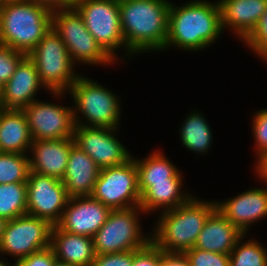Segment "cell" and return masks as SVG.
Masks as SVG:
<instances>
[{
	"instance_id": "f1b7e54d",
	"label": "cell",
	"mask_w": 267,
	"mask_h": 266,
	"mask_svg": "<svg viewBox=\"0 0 267 266\" xmlns=\"http://www.w3.org/2000/svg\"><path fill=\"white\" fill-rule=\"evenodd\" d=\"M29 172V155L0 152V184L26 183Z\"/></svg>"
},
{
	"instance_id": "f35d334b",
	"label": "cell",
	"mask_w": 267,
	"mask_h": 266,
	"mask_svg": "<svg viewBox=\"0 0 267 266\" xmlns=\"http://www.w3.org/2000/svg\"><path fill=\"white\" fill-rule=\"evenodd\" d=\"M31 1H34L37 4L44 5L53 11L57 9L72 7L75 0H31Z\"/></svg>"
},
{
	"instance_id": "2e32d148",
	"label": "cell",
	"mask_w": 267,
	"mask_h": 266,
	"mask_svg": "<svg viewBox=\"0 0 267 266\" xmlns=\"http://www.w3.org/2000/svg\"><path fill=\"white\" fill-rule=\"evenodd\" d=\"M265 187V188H263ZM248 189L235 197L216 201L217 209L244 234L267 217V186Z\"/></svg>"
},
{
	"instance_id": "7402d4cb",
	"label": "cell",
	"mask_w": 267,
	"mask_h": 266,
	"mask_svg": "<svg viewBox=\"0 0 267 266\" xmlns=\"http://www.w3.org/2000/svg\"><path fill=\"white\" fill-rule=\"evenodd\" d=\"M50 247L55 258L73 266H90L96 254L93 238L69 233L53 225Z\"/></svg>"
},
{
	"instance_id": "e0dca14e",
	"label": "cell",
	"mask_w": 267,
	"mask_h": 266,
	"mask_svg": "<svg viewBox=\"0 0 267 266\" xmlns=\"http://www.w3.org/2000/svg\"><path fill=\"white\" fill-rule=\"evenodd\" d=\"M42 88L46 89L35 64L26 55L19 62L12 77L0 88V106L6 110H23L38 100L36 94Z\"/></svg>"
},
{
	"instance_id": "8992f818",
	"label": "cell",
	"mask_w": 267,
	"mask_h": 266,
	"mask_svg": "<svg viewBox=\"0 0 267 266\" xmlns=\"http://www.w3.org/2000/svg\"><path fill=\"white\" fill-rule=\"evenodd\" d=\"M34 62L42 84L59 99L81 75L60 36L51 28L28 54ZM66 91V92H65Z\"/></svg>"
},
{
	"instance_id": "b9f144b4",
	"label": "cell",
	"mask_w": 267,
	"mask_h": 266,
	"mask_svg": "<svg viewBox=\"0 0 267 266\" xmlns=\"http://www.w3.org/2000/svg\"><path fill=\"white\" fill-rule=\"evenodd\" d=\"M0 266H13L12 262H8V260L6 261V259L1 258L0 259Z\"/></svg>"
},
{
	"instance_id": "484cf974",
	"label": "cell",
	"mask_w": 267,
	"mask_h": 266,
	"mask_svg": "<svg viewBox=\"0 0 267 266\" xmlns=\"http://www.w3.org/2000/svg\"><path fill=\"white\" fill-rule=\"evenodd\" d=\"M179 127L180 140L187 150L196 154H208L211 151L213 133L210 123L203 113L192 110Z\"/></svg>"
},
{
	"instance_id": "ba28073f",
	"label": "cell",
	"mask_w": 267,
	"mask_h": 266,
	"mask_svg": "<svg viewBox=\"0 0 267 266\" xmlns=\"http://www.w3.org/2000/svg\"><path fill=\"white\" fill-rule=\"evenodd\" d=\"M140 207L111 210L105 224L92 237L96 255L139 250L151 241L139 221ZM144 233V234H143Z\"/></svg>"
},
{
	"instance_id": "7c38bea8",
	"label": "cell",
	"mask_w": 267,
	"mask_h": 266,
	"mask_svg": "<svg viewBox=\"0 0 267 266\" xmlns=\"http://www.w3.org/2000/svg\"><path fill=\"white\" fill-rule=\"evenodd\" d=\"M32 140L73 138V106L35 100L23 109Z\"/></svg>"
},
{
	"instance_id": "7a4b0ae2",
	"label": "cell",
	"mask_w": 267,
	"mask_h": 266,
	"mask_svg": "<svg viewBox=\"0 0 267 266\" xmlns=\"http://www.w3.org/2000/svg\"><path fill=\"white\" fill-rule=\"evenodd\" d=\"M170 3L169 0H119L121 29L130 55L164 51Z\"/></svg>"
},
{
	"instance_id": "277c9868",
	"label": "cell",
	"mask_w": 267,
	"mask_h": 266,
	"mask_svg": "<svg viewBox=\"0 0 267 266\" xmlns=\"http://www.w3.org/2000/svg\"><path fill=\"white\" fill-rule=\"evenodd\" d=\"M52 28V10L34 1L0 7V44L28 55Z\"/></svg>"
},
{
	"instance_id": "f546056e",
	"label": "cell",
	"mask_w": 267,
	"mask_h": 266,
	"mask_svg": "<svg viewBox=\"0 0 267 266\" xmlns=\"http://www.w3.org/2000/svg\"><path fill=\"white\" fill-rule=\"evenodd\" d=\"M251 52L267 63V9L259 19L254 31L243 41Z\"/></svg>"
},
{
	"instance_id": "4dcf8cb0",
	"label": "cell",
	"mask_w": 267,
	"mask_h": 266,
	"mask_svg": "<svg viewBox=\"0 0 267 266\" xmlns=\"http://www.w3.org/2000/svg\"><path fill=\"white\" fill-rule=\"evenodd\" d=\"M184 253L190 266H230L229 254L205 251L195 247Z\"/></svg>"
},
{
	"instance_id": "d6a6232c",
	"label": "cell",
	"mask_w": 267,
	"mask_h": 266,
	"mask_svg": "<svg viewBox=\"0 0 267 266\" xmlns=\"http://www.w3.org/2000/svg\"><path fill=\"white\" fill-rule=\"evenodd\" d=\"M251 120V128L255 141V158H257L267 151V108L255 112Z\"/></svg>"
},
{
	"instance_id": "7bdbcfd3",
	"label": "cell",
	"mask_w": 267,
	"mask_h": 266,
	"mask_svg": "<svg viewBox=\"0 0 267 266\" xmlns=\"http://www.w3.org/2000/svg\"><path fill=\"white\" fill-rule=\"evenodd\" d=\"M22 1H28V0H4V4L10 2H22Z\"/></svg>"
},
{
	"instance_id": "74e56055",
	"label": "cell",
	"mask_w": 267,
	"mask_h": 266,
	"mask_svg": "<svg viewBox=\"0 0 267 266\" xmlns=\"http://www.w3.org/2000/svg\"><path fill=\"white\" fill-rule=\"evenodd\" d=\"M255 162V174L260 178V182L267 184V151L258 156ZM267 186V185H266Z\"/></svg>"
},
{
	"instance_id": "d590c367",
	"label": "cell",
	"mask_w": 267,
	"mask_h": 266,
	"mask_svg": "<svg viewBox=\"0 0 267 266\" xmlns=\"http://www.w3.org/2000/svg\"><path fill=\"white\" fill-rule=\"evenodd\" d=\"M133 250L120 253L96 255L90 266H132Z\"/></svg>"
},
{
	"instance_id": "4316f807",
	"label": "cell",
	"mask_w": 267,
	"mask_h": 266,
	"mask_svg": "<svg viewBox=\"0 0 267 266\" xmlns=\"http://www.w3.org/2000/svg\"><path fill=\"white\" fill-rule=\"evenodd\" d=\"M27 214V183L0 184V218L10 221Z\"/></svg>"
},
{
	"instance_id": "9a60e30c",
	"label": "cell",
	"mask_w": 267,
	"mask_h": 266,
	"mask_svg": "<svg viewBox=\"0 0 267 266\" xmlns=\"http://www.w3.org/2000/svg\"><path fill=\"white\" fill-rule=\"evenodd\" d=\"M111 209L92 196L69 197L56 224L69 233L93 237L105 224Z\"/></svg>"
},
{
	"instance_id": "d4e9b609",
	"label": "cell",
	"mask_w": 267,
	"mask_h": 266,
	"mask_svg": "<svg viewBox=\"0 0 267 266\" xmlns=\"http://www.w3.org/2000/svg\"><path fill=\"white\" fill-rule=\"evenodd\" d=\"M138 170V189L142 194L152 182L173 181L182 171L165 156L164 152L154 150L146 158H134Z\"/></svg>"
},
{
	"instance_id": "83f0119b",
	"label": "cell",
	"mask_w": 267,
	"mask_h": 266,
	"mask_svg": "<svg viewBox=\"0 0 267 266\" xmlns=\"http://www.w3.org/2000/svg\"><path fill=\"white\" fill-rule=\"evenodd\" d=\"M246 235L244 234L229 254L230 266H267V248L257 239L245 240Z\"/></svg>"
},
{
	"instance_id": "603a6c76",
	"label": "cell",
	"mask_w": 267,
	"mask_h": 266,
	"mask_svg": "<svg viewBox=\"0 0 267 266\" xmlns=\"http://www.w3.org/2000/svg\"><path fill=\"white\" fill-rule=\"evenodd\" d=\"M182 172L173 181L152 182L140 197V208L145 212L154 213L168 211L187 202L192 194L182 190Z\"/></svg>"
},
{
	"instance_id": "ac0fdd59",
	"label": "cell",
	"mask_w": 267,
	"mask_h": 266,
	"mask_svg": "<svg viewBox=\"0 0 267 266\" xmlns=\"http://www.w3.org/2000/svg\"><path fill=\"white\" fill-rule=\"evenodd\" d=\"M74 144L73 138L33 140L29 151L30 171L62 180Z\"/></svg>"
},
{
	"instance_id": "ab89813d",
	"label": "cell",
	"mask_w": 267,
	"mask_h": 266,
	"mask_svg": "<svg viewBox=\"0 0 267 266\" xmlns=\"http://www.w3.org/2000/svg\"><path fill=\"white\" fill-rule=\"evenodd\" d=\"M7 221L5 219L0 218V241L4 232V228L6 226Z\"/></svg>"
},
{
	"instance_id": "1f68e13d",
	"label": "cell",
	"mask_w": 267,
	"mask_h": 266,
	"mask_svg": "<svg viewBox=\"0 0 267 266\" xmlns=\"http://www.w3.org/2000/svg\"><path fill=\"white\" fill-rule=\"evenodd\" d=\"M25 56L26 54L23 52L0 44V88L12 77L19 62Z\"/></svg>"
},
{
	"instance_id": "cb8c5ba5",
	"label": "cell",
	"mask_w": 267,
	"mask_h": 266,
	"mask_svg": "<svg viewBox=\"0 0 267 266\" xmlns=\"http://www.w3.org/2000/svg\"><path fill=\"white\" fill-rule=\"evenodd\" d=\"M32 136L23 110L1 107L0 152L29 154Z\"/></svg>"
},
{
	"instance_id": "ffe728a7",
	"label": "cell",
	"mask_w": 267,
	"mask_h": 266,
	"mask_svg": "<svg viewBox=\"0 0 267 266\" xmlns=\"http://www.w3.org/2000/svg\"><path fill=\"white\" fill-rule=\"evenodd\" d=\"M101 168L93 159L73 145L62 182L69 197L91 196Z\"/></svg>"
},
{
	"instance_id": "30bf717a",
	"label": "cell",
	"mask_w": 267,
	"mask_h": 266,
	"mask_svg": "<svg viewBox=\"0 0 267 266\" xmlns=\"http://www.w3.org/2000/svg\"><path fill=\"white\" fill-rule=\"evenodd\" d=\"M91 196L111 210L139 207L141 194L134 156L121 165L102 168Z\"/></svg>"
},
{
	"instance_id": "d6986e66",
	"label": "cell",
	"mask_w": 267,
	"mask_h": 266,
	"mask_svg": "<svg viewBox=\"0 0 267 266\" xmlns=\"http://www.w3.org/2000/svg\"><path fill=\"white\" fill-rule=\"evenodd\" d=\"M221 10L223 31L231 33L244 41L255 29L259 19L267 9V0H218Z\"/></svg>"
},
{
	"instance_id": "5b68a950",
	"label": "cell",
	"mask_w": 267,
	"mask_h": 266,
	"mask_svg": "<svg viewBox=\"0 0 267 266\" xmlns=\"http://www.w3.org/2000/svg\"><path fill=\"white\" fill-rule=\"evenodd\" d=\"M112 91L81 74L67 91L74 102L75 125L120 129L123 107L118 94Z\"/></svg>"
},
{
	"instance_id": "5bb4252c",
	"label": "cell",
	"mask_w": 267,
	"mask_h": 266,
	"mask_svg": "<svg viewBox=\"0 0 267 266\" xmlns=\"http://www.w3.org/2000/svg\"><path fill=\"white\" fill-rule=\"evenodd\" d=\"M117 128H96L75 125V145L89 155L102 169L125 163L132 157L131 151L118 139Z\"/></svg>"
},
{
	"instance_id": "8d00e7d4",
	"label": "cell",
	"mask_w": 267,
	"mask_h": 266,
	"mask_svg": "<svg viewBox=\"0 0 267 266\" xmlns=\"http://www.w3.org/2000/svg\"><path fill=\"white\" fill-rule=\"evenodd\" d=\"M160 266H190L185 253L166 252L162 250Z\"/></svg>"
},
{
	"instance_id": "44dd1931",
	"label": "cell",
	"mask_w": 267,
	"mask_h": 266,
	"mask_svg": "<svg viewBox=\"0 0 267 266\" xmlns=\"http://www.w3.org/2000/svg\"><path fill=\"white\" fill-rule=\"evenodd\" d=\"M244 236L217 208L207 218L195 248L205 251L230 254Z\"/></svg>"
},
{
	"instance_id": "52a82bcc",
	"label": "cell",
	"mask_w": 267,
	"mask_h": 266,
	"mask_svg": "<svg viewBox=\"0 0 267 266\" xmlns=\"http://www.w3.org/2000/svg\"><path fill=\"white\" fill-rule=\"evenodd\" d=\"M52 28L63 40L75 64L111 66L117 63L87 30L81 14L74 6L53 10Z\"/></svg>"
},
{
	"instance_id": "6da1fadb",
	"label": "cell",
	"mask_w": 267,
	"mask_h": 266,
	"mask_svg": "<svg viewBox=\"0 0 267 266\" xmlns=\"http://www.w3.org/2000/svg\"><path fill=\"white\" fill-rule=\"evenodd\" d=\"M223 33L218 1L190 0L180 6L171 2L164 51L170 47L201 51L212 46Z\"/></svg>"
},
{
	"instance_id": "ee69618b",
	"label": "cell",
	"mask_w": 267,
	"mask_h": 266,
	"mask_svg": "<svg viewBox=\"0 0 267 266\" xmlns=\"http://www.w3.org/2000/svg\"><path fill=\"white\" fill-rule=\"evenodd\" d=\"M4 4V0H0V7Z\"/></svg>"
},
{
	"instance_id": "8fae6325",
	"label": "cell",
	"mask_w": 267,
	"mask_h": 266,
	"mask_svg": "<svg viewBox=\"0 0 267 266\" xmlns=\"http://www.w3.org/2000/svg\"><path fill=\"white\" fill-rule=\"evenodd\" d=\"M52 227L49 221L27 214L7 221L0 241V255L17 260L50 247Z\"/></svg>"
},
{
	"instance_id": "3957f363",
	"label": "cell",
	"mask_w": 267,
	"mask_h": 266,
	"mask_svg": "<svg viewBox=\"0 0 267 266\" xmlns=\"http://www.w3.org/2000/svg\"><path fill=\"white\" fill-rule=\"evenodd\" d=\"M217 208L216 200L205 201L193 195L174 209L159 212L151 241L166 252L184 253L192 249L209 215Z\"/></svg>"
},
{
	"instance_id": "60d3db41",
	"label": "cell",
	"mask_w": 267,
	"mask_h": 266,
	"mask_svg": "<svg viewBox=\"0 0 267 266\" xmlns=\"http://www.w3.org/2000/svg\"><path fill=\"white\" fill-rule=\"evenodd\" d=\"M52 266H73V265H70V264H68L66 262L60 261L58 259H55V261L52 264Z\"/></svg>"
},
{
	"instance_id": "9c48e42d",
	"label": "cell",
	"mask_w": 267,
	"mask_h": 266,
	"mask_svg": "<svg viewBox=\"0 0 267 266\" xmlns=\"http://www.w3.org/2000/svg\"><path fill=\"white\" fill-rule=\"evenodd\" d=\"M73 6L81 14L87 30L114 61L119 60L120 48L125 49L122 58L132 57L126 51L119 0H75Z\"/></svg>"
},
{
	"instance_id": "e575fe53",
	"label": "cell",
	"mask_w": 267,
	"mask_h": 266,
	"mask_svg": "<svg viewBox=\"0 0 267 266\" xmlns=\"http://www.w3.org/2000/svg\"><path fill=\"white\" fill-rule=\"evenodd\" d=\"M55 259L52 248L47 247L27 257L15 260L16 263H13V266H52Z\"/></svg>"
},
{
	"instance_id": "4fadbf2b",
	"label": "cell",
	"mask_w": 267,
	"mask_h": 266,
	"mask_svg": "<svg viewBox=\"0 0 267 266\" xmlns=\"http://www.w3.org/2000/svg\"><path fill=\"white\" fill-rule=\"evenodd\" d=\"M26 183L27 215L45 219L56 225L69 200L63 182L55 177L30 171Z\"/></svg>"
},
{
	"instance_id": "836d02e7",
	"label": "cell",
	"mask_w": 267,
	"mask_h": 266,
	"mask_svg": "<svg viewBox=\"0 0 267 266\" xmlns=\"http://www.w3.org/2000/svg\"><path fill=\"white\" fill-rule=\"evenodd\" d=\"M162 250L150 241L145 247L133 250L132 266H160Z\"/></svg>"
}]
</instances>
